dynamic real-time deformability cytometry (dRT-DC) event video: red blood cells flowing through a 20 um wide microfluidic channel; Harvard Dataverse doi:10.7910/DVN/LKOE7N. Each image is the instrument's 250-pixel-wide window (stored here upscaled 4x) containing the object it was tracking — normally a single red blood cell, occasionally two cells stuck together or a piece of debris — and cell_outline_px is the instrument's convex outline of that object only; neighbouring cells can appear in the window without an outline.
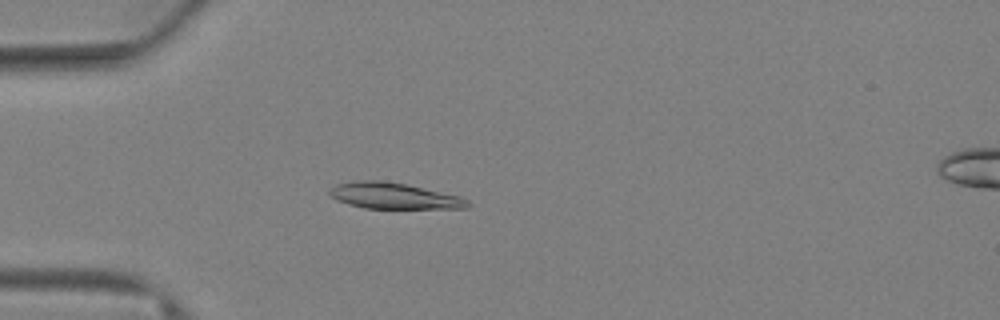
{"species": "Egyptian fruit bat (a non-hibernating species)", "species_latin": "Rousettus aegyptiacus", "temperature_condition": "warm", "stored_images_in_passage": 80, "camera_frame_rate_fps": 3000, "um_per_image_px": 0.085, "animal": {"sex": "female"}, "frame": {"image": 1, "passage_image": 23, "time_ms": 7.333, "image_size_px": [1000, 320], "cell_outline_px": [[472, 204], [468, 208], [364, 208], [348, 204], [336, 200], [328, 192], [336, 184], [356, 180], [384, 180], [408, 184], [460, 196], [468, 200]], "centroid_in_image_um": [33.49, 16.64], "position_along_channel_um": 51.5, "area_um2": 21.1}}
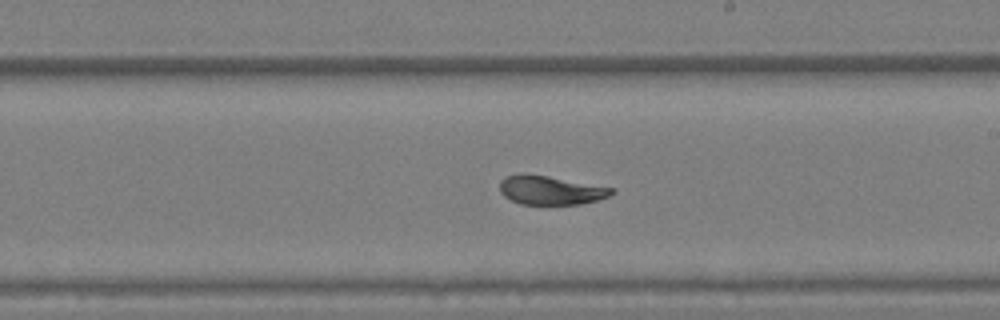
{"frame": {"image": 2, "passage_image": 47, "time_ms": 15.333, "image_size_px": [1000, 320], "cell_outline_px": [[616, 192], [608, 196], [596, 200], [580, 204], [520, 204], [504, 196], [500, 192], [500, 180], [504, 176], [548, 176], [616, 188]], "centroid_in_image_um": [46.86, 16.19], "position_along_channel_um": 242.1, "area_um2": 18.38}}
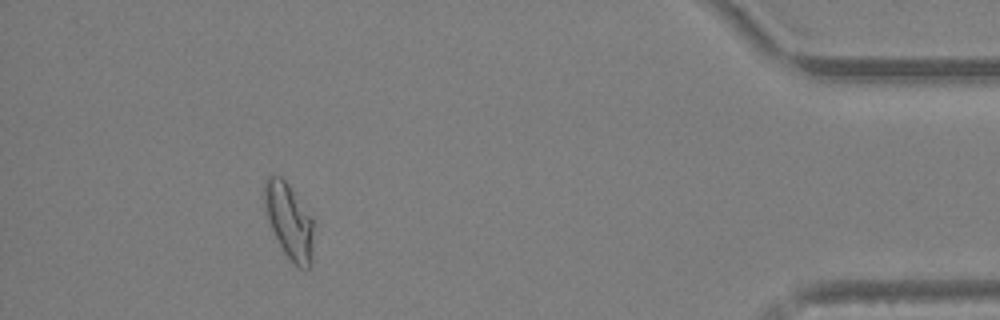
{"frame": {"image": 3, "passage_image": 73, "time_ms": 24.0, "image_size_px": [1000, 320], "cell_outline_px": [[312, 264], [308, 268], [300, 268], [284, 252], [268, 220], [264, 204], [264, 180], [268, 176], [280, 176], [288, 184], [312, 220]], "centroid_in_image_um": [24.55, 18.78], "position_along_channel_um": 410.6, "area_um2": 20.81}, "authors_computed_cell_mechanics": {"area_um2": 20.5479, "velocity_mm_per_s": 2.5656, "shape_relaxation_time_tau1_ms": 7.1743, "shape_relaxation_time_tau2_ms": 1.5026, "deformation_change_tau1": 0.1789, "deformation_change_tau2": 0.0507}}